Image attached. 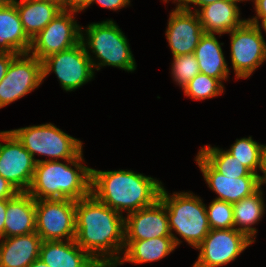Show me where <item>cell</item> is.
<instances>
[{
	"label": "cell",
	"mask_w": 266,
	"mask_h": 267,
	"mask_svg": "<svg viewBox=\"0 0 266 267\" xmlns=\"http://www.w3.org/2000/svg\"><path fill=\"white\" fill-rule=\"evenodd\" d=\"M75 241L99 264H117L125 245L124 216L92 194L76 201Z\"/></svg>",
	"instance_id": "obj_1"
},
{
	"label": "cell",
	"mask_w": 266,
	"mask_h": 267,
	"mask_svg": "<svg viewBox=\"0 0 266 267\" xmlns=\"http://www.w3.org/2000/svg\"><path fill=\"white\" fill-rule=\"evenodd\" d=\"M162 182L132 170L101 171L91 168V194L119 214L153 205ZM124 210V211H123Z\"/></svg>",
	"instance_id": "obj_2"
},
{
	"label": "cell",
	"mask_w": 266,
	"mask_h": 267,
	"mask_svg": "<svg viewBox=\"0 0 266 267\" xmlns=\"http://www.w3.org/2000/svg\"><path fill=\"white\" fill-rule=\"evenodd\" d=\"M83 153L75 159H38L28 193L35 199L78 201L91 194V168L83 165Z\"/></svg>",
	"instance_id": "obj_3"
},
{
	"label": "cell",
	"mask_w": 266,
	"mask_h": 267,
	"mask_svg": "<svg viewBox=\"0 0 266 267\" xmlns=\"http://www.w3.org/2000/svg\"><path fill=\"white\" fill-rule=\"evenodd\" d=\"M81 42L91 59L94 71L100 70L103 66L117 67L127 72L136 70L129 41L113 20L92 22L85 29L81 27ZM89 52L95 55V59Z\"/></svg>",
	"instance_id": "obj_4"
},
{
	"label": "cell",
	"mask_w": 266,
	"mask_h": 267,
	"mask_svg": "<svg viewBox=\"0 0 266 267\" xmlns=\"http://www.w3.org/2000/svg\"><path fill=\"white\" fill-rule=\"evenodd\" d=\"M159 199L167 209L169 228L176 247L183 241L172 231L188 245L197 248L211 230L202 199L191 192H173L169 195L164 186Z\"/></svg>",
	"instance_id": "obj_5"
},
{
	"label": "cell",
	"mask_w": 266,
	"mask_h": 267,
	"mask_svg": "<svg viewBox=\"0 0 266 267\" xmlns=\"http://www.w3.org/2000/svg\"><path fill=\"white\" fill-rule=\"evenodd\" d=\"M38 163L34 155H43L46 160L66 161L78 158L83 153V142L70 136L52 123L33 125L10 130Z\"/></svg>",
	"instance_id": "obj_6"
},
{
	"label": "cell",
	"mask_w": 266,
	"mask_h": 267,
	"mask_svg": "<svg viewBox=\"0 0 266 267\" xmlns=\"http://www.w3.org/2000/svg\"><path fill=\"white\" fill-rule=\"evenodd\" d=\"M36 233L42 241L76 238V201L71 199L36 200Z\"/></svg>",
	"instance_id": "obj_7"
},
{
	"label": "cell",
	"mask_w": 266,
	"mask_h": 267,
	"mask_svg": "<svg viewBox=\"0 0 266 267\" xmlns=\"http://www.w3.org/2000/svg\"><path fill=\"white\" fill-rule=\"evenodd\" d=\"M43 81L54 72L66 92L74 91L94 79L95 71L82 42L42 60Z\"/></svg>",
	"instance_id": "obj_8"
},
{
	"label": "cell",
	"mask_w": 266,
	"mask_h": 267,
	"mask_svg": "<svg viewBox=\"0 0 266 267\" xmlns=\"http://www.w3.org/2000/svg\"><path fill=\"white\" fill-rule=\"evenodd\" d=\"M231 63L236 79L249 78L266 61V41L259 25L247 20L228 33Z\"/></svg>",
	"instance_id": "obj_9"
},
{
	"label": "cell",
	"mask_w": 266,
	"mask_h": 267,
	"mask_svg": "<svg viewBox=\"0 0 266 267\" xmlns=\"http://www.w3.org/2000/svg\"><path fill=\"white\" fill-rule=\"evenodd\" d=\"M78 12L62 10L33 39L29 53L40 61L68 50L81 42V26L75 20Z\"/></svg>",
	"instance_id": "obj_10"
},
{
	"label": "cell",
	"mask_w": 266,
	"mask_h": 267,
	"mask_svg": "<svg viewBox=\"0 0 266 267\" xmlns=\"http://www.w3.org/2000/svg\"><path fill=\"white\" fill-rule=\"evenodd\" d=\"M252 243L244 233L231 229H211L202 243L192 267H220L234 261Z\"/></svg>",
	"instance_id": "obj_11"
},
{
	"label": "cell",
	"mask_w": 266,
	"mask_h": 267,
	"mask_svg": "<svg viewBox=\"0 0 266 267\" xmlns=\"http://www.w3.org/2000/svg\"><path fill=\"white\" fill-rule=\"evenodd\" d=\"M42 82V61L30 53L18 54L0 82V109L34 91Z\"/></svg>",
	"instance_id": "obj_12"
},
{
	"label": "cell",
	"mask_w": 266,
	"mask_h": 267,
	"mask_svg": "<svg viewBox=\"0 0 266 267\" xmlns=\"http://www.w3.org/2000/svg\"><path fill=\"white\" fill-rule=\"evenodd\" d=\"M0 141L5 142H0V176L19 192H27L37 162L10 130L1 132Z\"/></svg>",
	"instance_id": "obj_13"
},
{
	"label": "cell",
	"mask_w": 266,
	"mask_h": 267,
	"mask_svg": "<svg viewBox=\"0 0 266 267\" xmlns=\"http://www.w3.org/2000/svg\"><path fill=\"white\" fill-rule=\"evenodd\" d=\"M167 25L165 35L173 57L194 53L205 33L196 12L176 6Z\"/></svg>",
	"instance_id": "obj_14"
},
{
	"label": "cell",
	"mask_w": 266,
	"mask_h": 267,
	"mask_svg": "<svg viewBox=\"0 0 266 267\" xmlns=\"http://www.w3.org/2000/svg\"><path fill=\"white\" fill-rule=\"evenodd\" d=\"M125 240H147L171 236L167 209L158 199L153 205L141 208L124 217Z\"/></svg>",
	"instance_id": "obj_15"
},
{
	"label": "cell",
	"mask_w": 266,
	"mask_h": 267,
	"mask_svg": "<svg viewBox=\"0 0 266 267\" xmlns=\"http://www.w3.org/2000/svg\"><path fill=\"white\" fill-rule=\"evenodd\" d=\"M195 161L208 187L218 194L215 199L234 204L262 187L260 177L235 178L220 174L199 153Z\"/></svg>",
	"instance_id": "obj_16"
},
{
	"label": "cell",
	"mask_w": 266,
	"mask_h": 267,
	"mask_svg": "<svg viewBox=\"0 0 266 267\" xmlns=\"http://www.w3.org/2000/svg\"><path fill=\"white\" fill-rule=\"evenodd\" d=\"M39 258L50 267H117L99 264L74 240L42 241Z\"/></svg>",
	"instance_id": "obj_17"
},
{
	"label": "cell",
	"mask_w": 266,
	"mask_h": 267,
	"mask_svg": "<svg viewBox=\"0 0 266 267\" xmlns=\"http://www.w3.org/2000/svg\"><path fill=\"white\" fill-rule=\"evenodd\" d=\"M247 0H220L207 4L196 11L206 34H228L237 29L247 19H240L237 3Z\"/></svg>",
	"instance_id": "obj_18"
},
{
	"label": "cell",
	"mask_w": 266,
	"mask_h": 267,
	"mask_svg": "<svg viewBox=\"0 0 266 267\" xmlns=\"http://www.w3.org/2000/svg\"><path fill=\"white\" fill-rule=\"evenodd\" d=\"M36 200L28 192L7 199L4 238L36 232Z\"/></svg>",
	"instance_id": "obj_19"
},
{
	"label": "cell",
	"mask_w": 266,
	"mask_h": 267,
	"mask_svg": "<svg viewBox=\"0 0 266 267\" xmlns=\"http://www.w3.org/2000/svg\"><path fill=\"white\" fill-rule=\"evenodd\" d=\"M0 239V267H28L39 258L42 239L36 232Z\"/></svg>",
	"instance_id": "obj_20"
},
{
	"label": "cell",
	"mask_w": 266,
	"mask_h": 267,
	"mask_svg": "<svg viewBox=\"0 0 266 267\" xmlns=\"http://www.w3.org/2000/svg\"><path fill=\"white\" fill-rule=\"evenodd\" d=\"M32 40L24 31L15 5L0 6V53H29Z\"/></svg>",
	"instance_id": "obj_21"
},
{
	"label": "cell",
	"mask_w": 266,
	"mask_h": 267,
	"mask_svg": "<svg viewBox=\"0 0 266 267\" xmlns=\"http://www.w3.org/2000/svg\"><path fill=\"white\" fill-rule=\"evenodd\" d=\"M172 236L156 237L147 240H125L123 256L117 265L126 262L144 264L160 261L176 249Z\"/></svg>",
	"instance_id": "obj_22"
},
{
	"label": "cell",
	"mask_w": 266,
	"mask_h": 267,
	"mask_svg": "<svg viewBox=\"0 0 266 267\" xmlns=\"http://www.w3.org/2000/svg\"><path fill=\"white\" fill-rule=\"evenodd\" d=\"M215 36V34L204 33L195 48L194 54L200 73L219 79L222 82L229 78L230 69L221 47L223 43H219Z\"/></svg>",
	"instance_id": "obj_23"
},
{
	"label": "cell",
	"mask_w": 266,
	"mask_h": 267,
	"mask_svg": "<svg viewBox=\"0 0 266 267\" xmlns=\"http://www.w3.org/2000/svg\"><path fill=\"white\" fill-rule=\"evenodd\" d=\"M15 6L31 40L62 11L56 5L40 0H21Z\"/></svg>",
	"instance_id": "obj_24"
},
{
	"label": "cell",
	"mask_w": 266,
	"mask_h": 267,
	"mask_svg": "<svg viewBox=\"0 0 266 267\" xmlns=\"http://www.w3.org/2000/svg\"><path fill=\"white\" fill-rule=\"evenodd\" d=\"M260 187L252 195L247 196L233 205L234 228L244 233L255 242L257 229L252 225L257 224L265 213L263 191Z\"/></svg>",
	"instance_id": "obj_25"
},
{
	"label": "cell",
	"mask_w": 266,
	"mask_h": 267,
	"mask_svg": "<svg viewBox=\"0 0 266 267\" xmlns=\"http://www.w3.org/2000/svg\"><path fill=\"white\" fill-rule=\"evenodd\" d=\"M198 153L217 172L226 177H260V175L253 174L247 167L243 166L228 151L215 147V145L213 147L211 145L201 147Z\"/></svg>",
	"instance_id": "obj_26"
},
{
	"label": "cell",
	"mask_w": 266,
	"mask_h": 267,
	"mask_svg": "<svg viewBox=\"0 0 266 267\" xmlns=\"http://www.w3.org/2000/svg\"><path fill=\"white\" fill-rule=\"evenodd\" d=\"M264 147V144H259L252 139V136H249L248 138L236 139L235 143L226 151L253 174L259 175V170L260 172L263 171Z\"/></svg>",
	"instance_id": "obj_27"
},
{
	"label": "cell",
	"mask_w": 266,
	"mask_h": 267,
	"mask_svg": "<svg viewBox=\"0 0 266 267\" xmlns=\"http://www.w3.org/2000/svg\"><path fill=\"white\" fill-rule=\"evenodd\" d=\"M182 90L189 98L206 100L221 95L224 92V85L219 79L199 73Z\"/></svg>",
	"instance_id": "obj_28"
},
{
	"label": "cell",
	"mask_w": 266,
	"mask_h": 267,
	"mask_svg": "<svg viewBox=\"0 0 266 267\" xmlns=\"http://www.w3.org/2000/svg\"><path fill=\"white\" fill-rule=\"evenodd\" d=\"M206 214L211 229L234 228L233 205L223 200L214 199L206 206Z\"/></svg>",
	"instance_id": "obj_29"
},
{
	"label": "cell",
	"mask_w": 266,
	"mask_h": 267,
	"mask_svg": "<svg viewBox=\"0 0 266 267\" xmlns=\"http://www.w3.org/2000/svg\"><path fill=\"white\" fill-rule=\"evenodd\" d=\"M171 65L172 78L182 89L189 81L200 73L199 65L194 53L173 57Z\"/></svg>",
	"instance_id": "obj_30"
},
{
	"label": "cell",
	"mask_w": 266,
	"mask_h": 267,
	"mask_svg": "<svg viewBox=\"0 0 266 267\" xmlns=\"http://www.w3.org/2000/svg\"><path fill=\"white\" fill-rule=\"evenodd\" d=\"M252 1L254 3V10L256 12V16L253 18H248L247 21L259 25L260 20L262 22L264 19H266V0H252Z\"/></svg>",
	"instance_id": "obj_31"
},
{
	"label": "cell",
	"mask_w": 266,
	"mask_h": 267,
	"mask_svg": "<svg viewBox=\"0 0 266 267\" xmlns=\"http://www.w3.org/2000/svg\"><path fill=\"white\" fill-rule=\"evenodd\" d=\"M99 4L101 7L111 9L113 11L120 10V8L130 5V0H92L91 4Z\"/></svg>",
	"instance_id": "obj_32"
},
{
	"label": "cell",
	"mask_w": 266,
	"mask_h": 267,
	"mask_svg": "<svg viewBox=\"0 0 266 267\" xmlns=\"http://www.w3.org/2000/svg\"><path fill=\"white\" fill-rule=\"evenodd\" d=\"M19 191L0 176V200L13 198Z\"/></svg>",
	"instance_id": "obj_33"
},
{
	"label": "cell",
	"mask_w": 266,
	"mask_h": 267,
	"mask_svg": "<svg viewBox=\"0 0 266 267\" xmlns=\"http://www.w3.org/2000/svg\"><path fill=\"white\" fill-rule=\"evenodd\" d=\"M18 54H10V53H0V82L7 74L8 68L11 64V61Z\"/></svg>",
	"instance_id": "obj_34"
},
{
	"label": "cell",
	"mask_w": 266,
	"mask_h": 267,
	"mask_svg": "<svg viewBox=\"0 0 266 267\" xmlns=\"http://www.w3.org/2000/svg\"><path fill=\"white\" fill-rule=\"evenodd\" d=\"M92 0H67V10L80 12L91 6Z\"/></svg>",
	"instance_id": "obj_35"
},
{
	"label": "cell",
	"mask_w": 266,
	"mask_h": 267,
	"mask_svg": "<svg viewBox=\"0 0 266 267\" xmlns=\"http://www.w3.org/2000/svg\"><path fill=\"white\" fill-rule=\"evenodd\" d=\"M216 1H220V0H182L180 7L192 11V8L190 5L194 4V8H196L198 6V8L195 9V12H196L199 8H201L207 4H210V3H214Z\"/></svg>",
	"instance_id": "obj_36"
},
{
	"label": "cell",
	"mask_w": 266,
	"mask_h": 267,
	"mask_svg": "<svg viewBox=\"0 0 266 267\" xmlns=\"http://www.w3.org/2000/svg\"><path fill=\"white\" fill-rule=\"evenodd\" d=\"M6 209H7V199L0 200V238H4Z\"/></svg>",
	"instance_id": "obj_37"
},
{
	"label": "cell",
	"mask_w": 266,
	"mask_h": 267,
	"mask_svg": "<svg viewBox=\"0 0 266 267\" xmlns=\"http://www.w3.org/2000/svg\"><path fill=\"white\" fill-rule=\"evenodd\" d=\"M56 5L61 10H67V0H40Z\"/></svg>",
	"instance_id": "obj_38"
},
{
	"label": "cell",
	"mask_w": 266,
	"mask_h": 267,
	"mask_svg": "<svg viewBox=\"0 0 266 267\" xmlns=\"http://www.w3.org/2000/svg\"><path fill=\"white\" fill-rule=\"evenodd\" d=\"M263 175L260 176L261 183H266V145L264 147Z\"/></svg>",
	"instance_id": "obj_39"
},
{
	"label": "cell",
	"mask_w": 266,
	"mask_h": 267,
	"mask_svg": "<svg viewBox=\"0 0 266 267\" xmlns=\"http://www.w3.org/2000/svg\"><path fill=\"white\" fill-rule=\"evenodd\" d=\"M28 267H50V266H48L40 258H38L33 263H31Z\"/></svg>",
	"instance_id": "obj_40"
},
{
	"label": "cell",
	"mask_w": 266,
	"mask_h": 267,
	"mask_svg": "<svg viewBox=\"0 0 266 267\" xmlns=\"http://www.w3.org/2000/svg\"><path fill=\"white\" fill-rule=\"evenodd\" d=\"M20 0H0V6L2 5H16Z\"/></svg>",
	"instance_id": "obj_41"
},
{
	"label": "cell",
	"mask_w": 266,
	"mask_h": 267,
	"mask_svg": "<svg viewBox=\"0 0 266 267\" xmlns=\"http://www.w3.org/2000/svg\"><path fill=\"white\" fill-rule=\"evenodd\" d=\"M259 27H262V29H264V32L266 33V19H264L261 24H259Z\"/></svg>",
	"instance_id": "obj_42"
},
{
	"label": "cell",
	"mask_w": 266,
	"mask_h": 267,
	"mask_svg": "<svg viewBox=\"0 0 266 267\" xmlns=\"http://www.w3.org/2000/svg\"><path fill=\"white\" fill-rule=\"evenodd\" d=\"M171 1V0H170ZM163 2H169L168 0H163ZM172 2L176 3V6H180L182 0H173Z\"/></svg>",
	"instance_id": "obj_43"
}]
</instances>
